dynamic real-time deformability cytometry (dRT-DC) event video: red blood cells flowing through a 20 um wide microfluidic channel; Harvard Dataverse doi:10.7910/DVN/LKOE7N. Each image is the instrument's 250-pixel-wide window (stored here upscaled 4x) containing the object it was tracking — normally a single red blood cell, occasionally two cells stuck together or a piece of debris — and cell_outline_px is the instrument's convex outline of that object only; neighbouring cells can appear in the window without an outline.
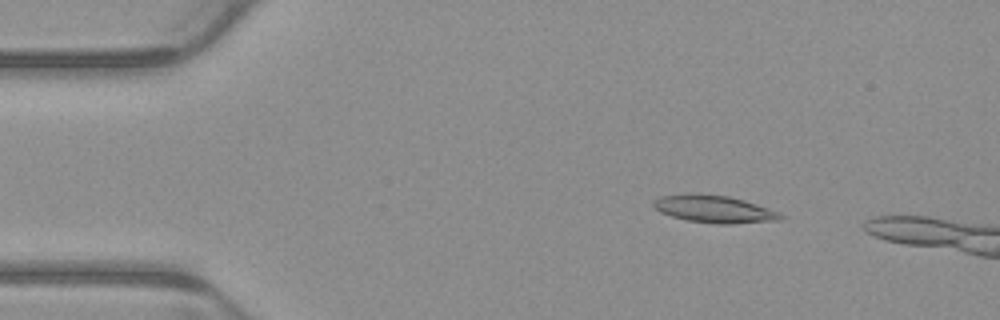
{"species": "common noctule bat (a hibernating species)", "species_latin": "Nyctalus noctula", "temperature_condition": "warm", "stored_images_in_passage": 5, "camera_frame_rate_fps": 3000, "um_per_image_px": 0.085, "animal": {"sex": "male", "body_mass_g": 23.1, "forearm_length_mm": 52.7}, "frame": {"image": 1, "passage_image": 3, "time_ms": 0.667, "image_size_px": [1000, 320], "cell_outline_px": [[784, 216], [780, 220], [732, 224], [716, 224], [688, 220], [672, 216], [660, 212], [652, 204], [652, 200], [660, 196], [688, 192], [728, 196], [744, 200], [780, 212]], "centroid_in_image_um": [60.68, 17.76], "position_along_channel_um": 24.3, "area_um2": 20.46}}